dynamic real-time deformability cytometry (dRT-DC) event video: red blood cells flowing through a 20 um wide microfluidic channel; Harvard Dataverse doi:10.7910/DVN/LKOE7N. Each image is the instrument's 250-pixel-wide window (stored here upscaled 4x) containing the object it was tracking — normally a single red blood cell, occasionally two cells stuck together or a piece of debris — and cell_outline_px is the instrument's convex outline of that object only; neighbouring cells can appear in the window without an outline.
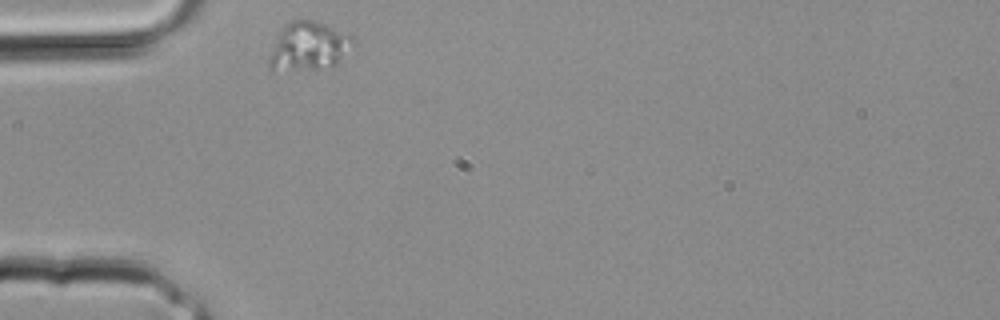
{"species": "common noctule bat (a hibernating species)", "species_latin": "Nyctalus noctula", "temperature_condition": "room temperature", "stored_images_in_passage": 19, "camera_frame_rate_fps": 3000, "um_per_image_px": 0.085, "animal": {"sex": "male", "body_mass_g": 20.4}, "frame": {"image": 1, "passage_image": 1, "time_ms": 0.0, "image_size_px": [1000, 320], "cell_outline_px": [[352, 44], [336, 64], [320, 68], [272, 72], [268, 72], [268, 60], [280, 32], [292, 20], [312, 20], [324, 24], [352, 36]], "centroid_in_image_um": [26.17, 3.97], "position_along_channel_um": 58.8, "area_um2": 23.12}}
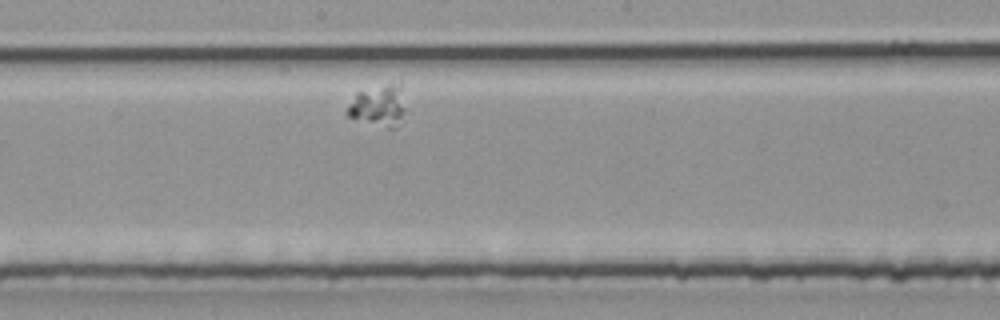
{"frame": {"image": 2, "passage_image": 10, "time_ms": 3.0, "image_size_px": [1000, 320], "cell_outline_px": [[404, 108], [396, 128], [388, 128], [348, 116], [344, 112], [348, 104], [356, 92], [400, 80]], "centroid_in_image_um": [32.15, 8.94], "position_along_channel_um": 216.1, "area_um2": 13.93}}
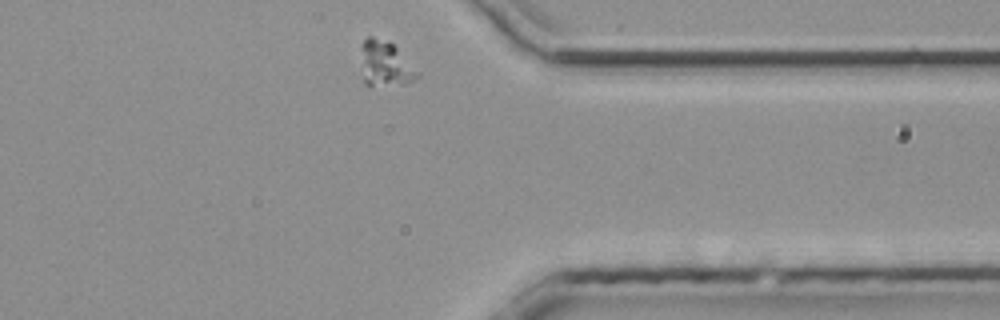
{"frame": {"image": 3, "passage_image": 19, "time_ms": 6.0, "image_size_px": [1000, 320], "cell_outline_px": [[420, 76], [404, 84], [368, 88], [364, 84], [360, 44], [368, 36], [372, 36], [392, 44], [420, 72]], "centroid_in_image_um": [32.72, 5.48], "position_along_channel_um": 378.7, "area_um2": 15.09}}